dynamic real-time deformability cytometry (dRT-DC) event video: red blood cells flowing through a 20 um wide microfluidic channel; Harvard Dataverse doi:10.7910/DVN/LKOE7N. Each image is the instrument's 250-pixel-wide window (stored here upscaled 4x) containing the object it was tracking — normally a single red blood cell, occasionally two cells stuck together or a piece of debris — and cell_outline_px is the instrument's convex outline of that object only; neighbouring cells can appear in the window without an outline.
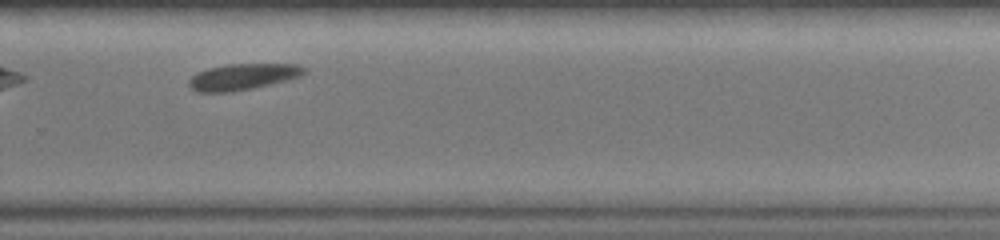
{"species": "common noctule bat (a hibernating species)", "species_latin": "Nyctalus noctula", "temperature_condition": "warm", "stored_images_in_passage": 19, "camera_frame_rate_fps": 3000, "um_per_image_px": 0.085, "animal": {"sex": "female", "body_mass_g": 19.0, "forearm_length_mm": 51.5}, "frame": {"image": 1, "passage_image": 14, "time_ms": 4.333, "image_size_px": [1000, 240], "cell_outline_px": [[308, 72], [304, 76], [288, 80], [252, 88], [232, 92], [200, 92], [192, 88], [188, 84], [188, 80], [192, 76], [208, 68], [228, 64], [296, 64], [304, 68]], "centroid_in_image_um": [20.69, 6.52], "position_along_channel_um": 309.1, "area_um2": 17.57}}
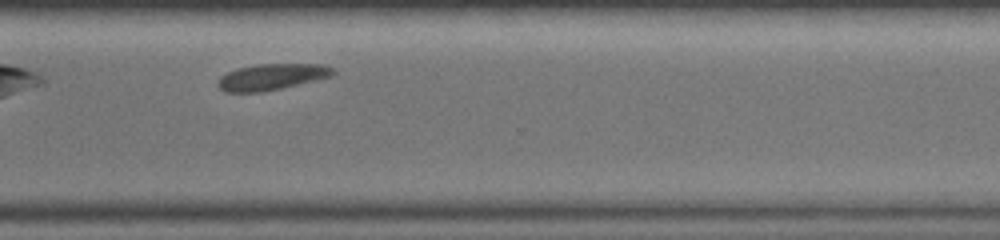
{"frame": {"image": 2, "passage_image": 16, "time_ms": 5.0, "image_size_px": [1000, 240], "cell_outline_px": [[336, 72], [332, 76], [316, 80], [280, 88], [260, 92], [224, 92], [220, 88], [220, 80], [228, 72], [240, 68], [256, 64], [324, 64], [336, 68]], "centroid_in_image_um": [23.2, 6.52], "position_along_channel_um": 347.4, "area_um2": 17.28}}
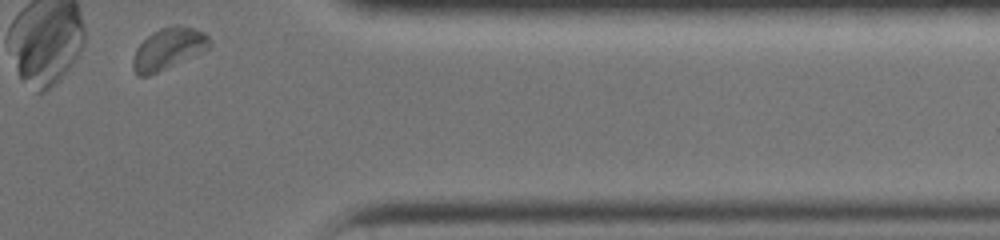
{"frame": {"image": 3, "passage_image": 19, "time_ms": 6.0, "image_size_px": [1000, 240], "cell_outline_px": [[212, 44], [208, 48], [148, 76], [140, 76], [132, 68], [132, 60], [136, 48], [152, 32], [160, 28], [176, 24], [196, 28], [204, 32], [208, 36]], "centroid_in_image_um": [14.3, 4.1], "position_along_channel_um": 397.1, "area_um2": 18.21}}